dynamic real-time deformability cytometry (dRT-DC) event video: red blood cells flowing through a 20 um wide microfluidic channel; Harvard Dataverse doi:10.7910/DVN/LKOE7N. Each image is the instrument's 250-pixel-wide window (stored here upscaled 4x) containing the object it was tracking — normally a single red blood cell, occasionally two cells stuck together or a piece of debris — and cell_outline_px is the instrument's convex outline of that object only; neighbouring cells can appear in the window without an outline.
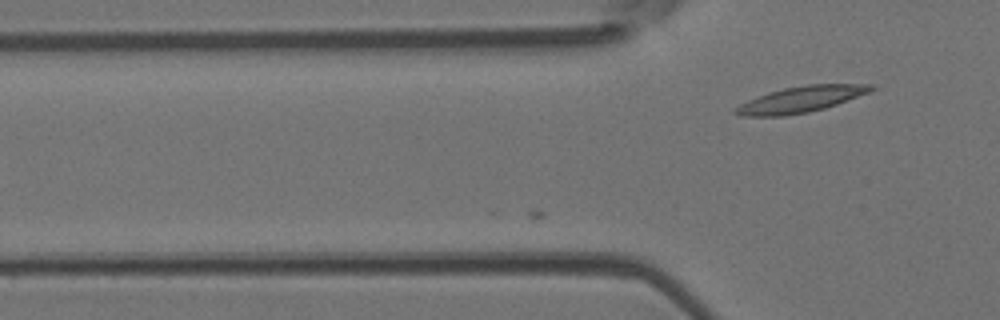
{"species": "Egyptian fruit bat (a non-hibernating species)", "species_latin": "Rousettus aegyptiacus", "temperature_condition": "room temperature", "stored_images_in_passage": 4, "camera_frame_rate_fps": 3000, "um_per_image_px": 0.085, "animal": {"sex": "female"}, "frame": {"image": 1, "passage_image": 4, "time_ms": 1.0, "image_size_px": [1000, 320], "cell_outline_px": [[876, 88], [868, 92], [836, 104], [824, 108], [808, 112], [784, 116], [740, 116], [732, 112], [740, 104], [748, 100], [768, 92], [784, 88], [808, 84], [876, 84]], "centroid_in_image_um": [68.05, 8.44], "position_along_channel_um": 57.7, "area_um2": 20.4}}